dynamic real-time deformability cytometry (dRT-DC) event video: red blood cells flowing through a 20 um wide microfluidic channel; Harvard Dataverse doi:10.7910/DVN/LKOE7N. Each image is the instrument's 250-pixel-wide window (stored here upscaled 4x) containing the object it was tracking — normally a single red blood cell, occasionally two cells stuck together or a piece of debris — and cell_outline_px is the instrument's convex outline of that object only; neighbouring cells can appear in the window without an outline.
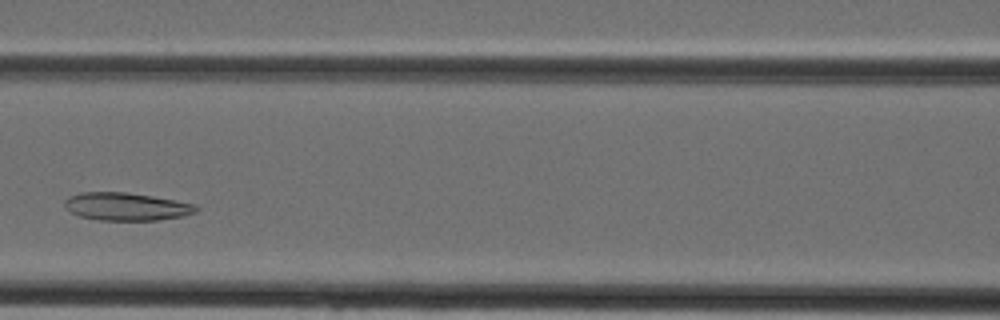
{"species": "Egyptian fruit bat (a non-hibernating species)", "species_latin": "Rousettus aegyptiacus", "temperature_condition": "cold", "stored_images_in_passage": 31, "camera_frame_rate_fps": 3000, "um_per_image_px": 0.085, "animal": {"sex": "female"}, "frame": {"image": 1, "passage_image": 10, "time_ms": 3.0, "image_size_px": [1000, 320], "cell_outline_px": [[200, 208], [196, 212], [184, 216], [160, 220], [96, 220], [80, 216], [72, 212], [64, 204], [64, 200], [68, 196], [80, 192], [128, 192], [152, 196], [196, 204]], "centroid_in_image_um": [10.76, 17.55], "position_along_channel_um": 155.8, "area_um2": 21.44}}
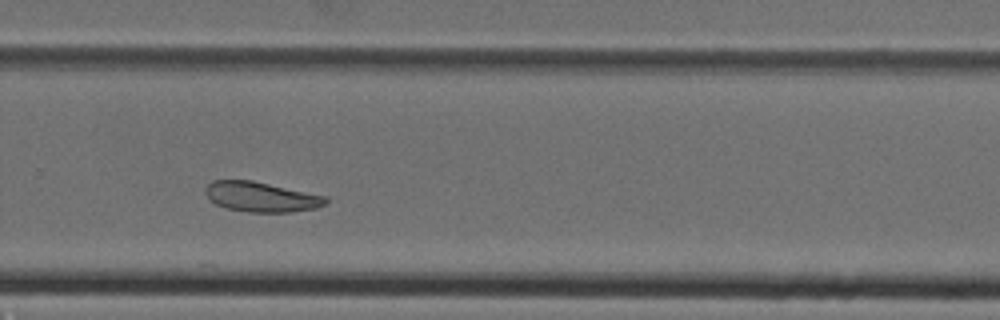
{"frame": {"image": 2, "passage_image": 19, "time_ms": 6.0, "image_size_px": [1000, 320], "cell_outline_px": [[328, 204], [316, 208], [292, 212], [248, 212], [228, 208], [216, 204], [204, 192], [204, 188], [212, 180], [252, 180], [328, 196]], "centroid_in_image_um": [22.25, 16.73], "position_along_channel_um": 307.6, "area_um2": 21.15}}
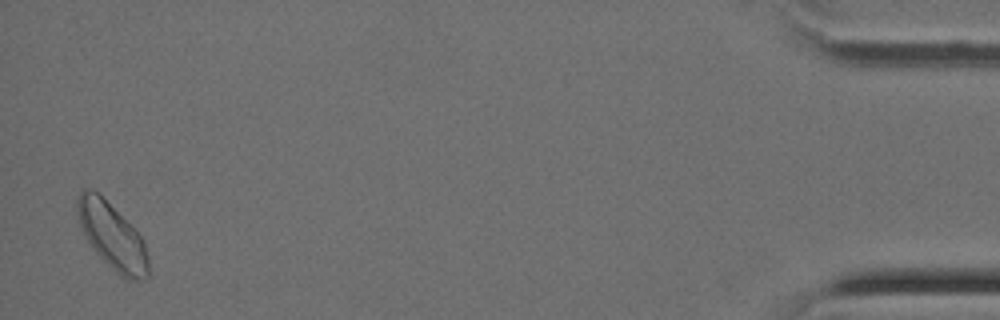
{"frame": {"image": 3, "passage_image": 31, "time_ms": 10.0, "image_size_px": [1000, 320], "cell_outline_px": [[148, 276], [136, 280], [128, 280], [116, 272], [96, 252], [80, 228], [76, 208], [76, 196], [84, 188], [88, 188], [96, 192], [140, 236], [144, 244], [148, 256]], "centroid_in_image_um": [9.49, 20.08], "position_along_channel_um": 425.7, "area_um2": 26.41}}